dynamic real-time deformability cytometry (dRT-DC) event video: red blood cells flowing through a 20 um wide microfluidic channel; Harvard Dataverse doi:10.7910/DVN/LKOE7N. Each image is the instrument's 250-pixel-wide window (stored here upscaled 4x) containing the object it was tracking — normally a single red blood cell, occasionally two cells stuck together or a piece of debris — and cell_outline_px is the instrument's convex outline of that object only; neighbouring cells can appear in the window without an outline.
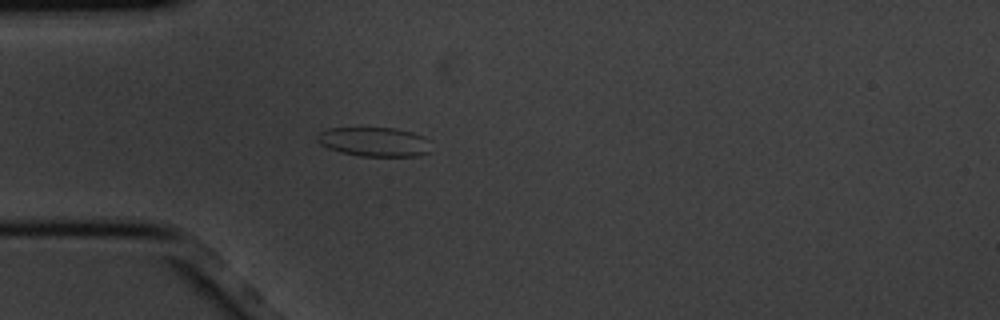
{"species": "common noctule bat (a hibernating species)", "species_latin": "Nyctalus noctula", "temperature_condition": "cold", "stored_images_in_passage": 2, "camera_frame_rate_fps": 3000, "um_per_image_px": 0.085, "animal": {"sex": "male", "body_mass_g": 20.1, "forearm_length_mm": 53.5}, "frame": {"image": 1, "passage_image": 2, "time_ms": 0.333, "image_size_px": [1000, 320], "cell_outline_px": [[432, 152], [420, 156], [360, 156], [340, 152], [328, 148], [320, 144], [316, 140], [316, 136], [320, 132], [328, 128], [396, 128], [412, 132], [424, 136], [432, 140]], "centroid_in_image_um": [31.9, 12.06], "position_along_channel_um": 53.1, "area_um2": 19.88}}